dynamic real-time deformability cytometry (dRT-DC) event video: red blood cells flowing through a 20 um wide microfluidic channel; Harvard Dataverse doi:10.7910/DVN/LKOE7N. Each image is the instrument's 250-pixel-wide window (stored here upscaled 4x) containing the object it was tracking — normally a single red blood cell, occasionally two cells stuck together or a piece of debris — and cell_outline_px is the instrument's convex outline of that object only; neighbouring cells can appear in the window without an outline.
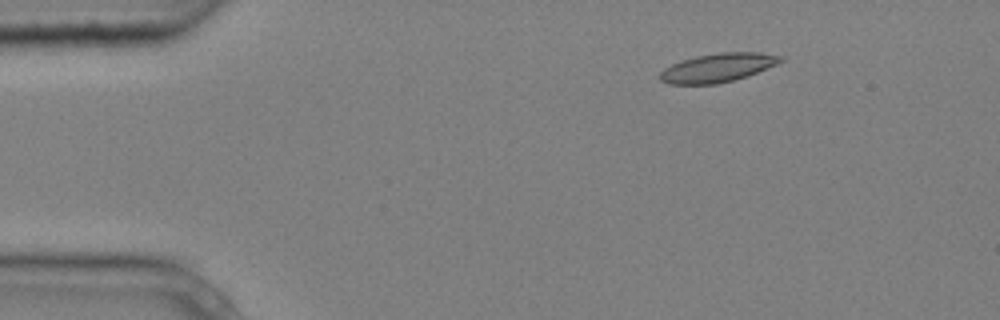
{"species": "common noctule bat (a hibernating species)", "species_latin": "Nyctalus noctula", "temperature_condition": "cold", "stored_images_in_passage": 6, "camera_frame_rate_fps": 3000, "um_per_image_px": 0.085, "animal": {"sex": "male", "body_mass_g": 20.4}, "frame": {"image": 1, "passage_image": 3, "time_ms": 0.667, "image_size_px": [1000, 320], "cell_outline_px": [[784, 60], [768, 68], [748, 76], [736, 80], [716, 84], [668, 84], [660, 80], [660, 72], [664, 68], [680, 60], [696, 56], [720, 52], [760, 52], [784, 56]], "centroid_in_image_um": [61.02, 5.75], "position_along_channel_um": 24.0, "area_um2": 20.4}}
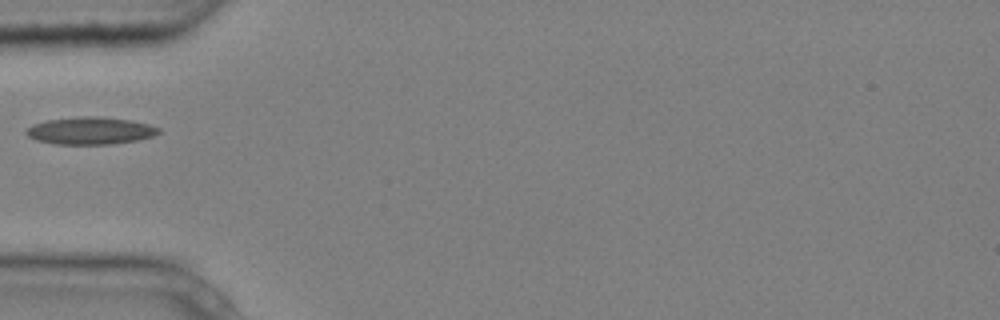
{"frame": {"image": 2, "passage_image": 6, "time_ms": 1.667, "image_size_px": [1000, 320], "cell_outline_px": [[160, 132], [152, 136], [136, 140], [112, 144], [52, 144], [36, 140], [28, 136], [24, 132], [32, 124], [48, 120], [80, 116], [100, 116], [132, 120], [148, 124], [160, 128]], "centroid_in_image_um": [7.66, 11.1], "position_along_channel_um": 77.3, "area_um2": 21.15}}